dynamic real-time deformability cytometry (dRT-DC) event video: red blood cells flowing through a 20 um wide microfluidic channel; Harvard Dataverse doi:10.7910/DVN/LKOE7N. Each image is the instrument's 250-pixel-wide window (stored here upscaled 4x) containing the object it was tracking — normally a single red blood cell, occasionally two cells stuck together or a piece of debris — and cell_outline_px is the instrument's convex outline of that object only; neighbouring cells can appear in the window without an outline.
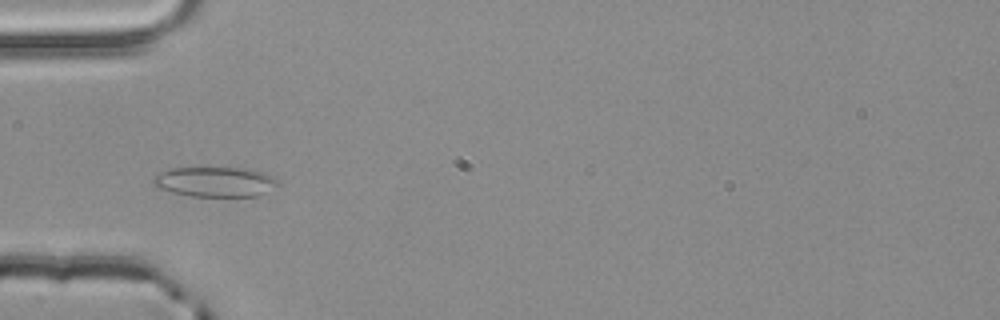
{"species": "common noctule bat (a hibernating species)", "species_latin": "Nyctalus noctula", "temperature_condition": "room temperature", "stored_images_in_passage": 2, "camera_frame_rate_fps": 3000, "um_per_image_px": 0.085, "animal": {"sex": "male", "body_mass_g": 20.4}, "frame": {"image": 1, "passage_image": 2, "time_ms": 0.333, "image_size_px": [1000, 320], "cell_outline_px": [[280, 184], [260, 196], [192, 196], [172, 192], [156, 188], [152, 180], [152, 176], [168, 168], [248, 168], [272, 176]], "centroid_in_image_um": [18.25, 15.45], "position_along_channel_um": 66.8, "area_um2": 21.85}}